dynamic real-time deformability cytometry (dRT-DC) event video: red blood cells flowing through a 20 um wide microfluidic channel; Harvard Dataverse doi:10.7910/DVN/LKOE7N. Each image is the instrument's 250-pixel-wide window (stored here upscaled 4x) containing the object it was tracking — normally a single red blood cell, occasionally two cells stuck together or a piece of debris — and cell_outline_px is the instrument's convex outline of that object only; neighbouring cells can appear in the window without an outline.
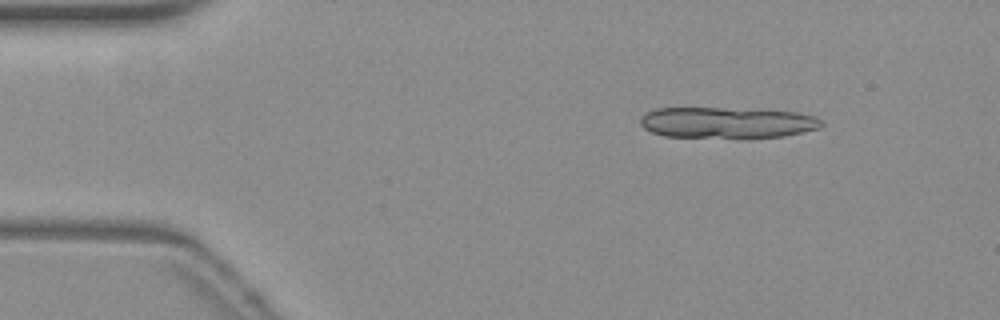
{"species": "common noctule bat (a hibernating species)", "species_latin": "Nyctalus noctula", "temperature_condition": "warm", "stored_images_in_passage": 13, "camera_frame_rate_fps": 3000, "um_per_image_px": 0.085, "animal": {"sex": "female", "body_mass_g": 19.3, "forearm_length_mm": 54.1}, "frame": {"image": 1, "passage_image": 6, "time_ms": 1.667, "image_size_px": [1000, 320], "cell_outline_px": [[824, 124], [820, 128], [784, 136], [664, 136], [652, 132], [644, 128], [640, 124], [640, 116], [656, 108], [724, 108], [796, 112], [812, 116], [820, 120]], "centroid_in_image_um": [61.76, 10.4], "position_along_channel_um": 23.2, "area_um2": 31.91}}